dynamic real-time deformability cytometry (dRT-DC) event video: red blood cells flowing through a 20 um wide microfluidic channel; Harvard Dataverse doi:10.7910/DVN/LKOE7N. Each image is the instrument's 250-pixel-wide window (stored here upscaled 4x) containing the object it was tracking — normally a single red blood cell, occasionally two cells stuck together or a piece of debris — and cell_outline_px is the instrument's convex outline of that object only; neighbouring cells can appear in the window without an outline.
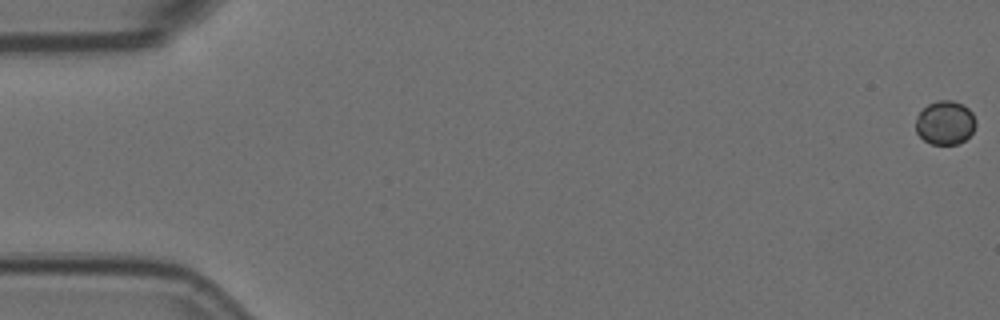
{"species": "Egyptian fruit bat (a non-hibernating species)", "species_latin": "Rousettus aegyptiacus", "temperature_condition": "room temperature", "stored_images_in_passage": 58, "camera_frame_rate_fps": 3000, "um_per_image_px": 0.085, "animal": {"sex": "female"}, "frame": {"image": 1, "passage_image": 1, "time_ms": 0.0, "image_size_px": [1000, 320], "cell_outline_px": [[976, 124], [972, 132], [964, 140], [956, 144], [932, 144], [924, 140], [916, 132], [916, 116], [928, 104], [940, 100], [952, 100], [964, 104], [972, 112], [976, 120]], "centroid_in_image_um": [80.34, 10.42], "position_along_channel_um": 4.7, "area_um2": 15.32}}
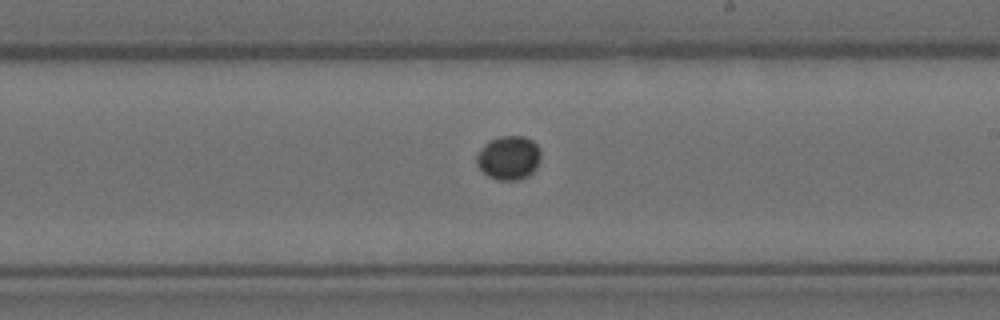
{"frame": {"image": 2, "passage_image": 34, "time_ms": 11.0, "image_size_px": [1000, 320], "cell_outline_px": [[540, 160], [536, 168], [528, 176], [516, 180], [496, 180], [488, 176], [476, 164], [476, 156], [484, 144], [488, 140], [500, 136], [524, 136], [532, 140], [540, 148]], "centroid_in_image_um": [43.24, 13.4], "position_along_channel_um": 245.8, "area_um2": 16.53}}
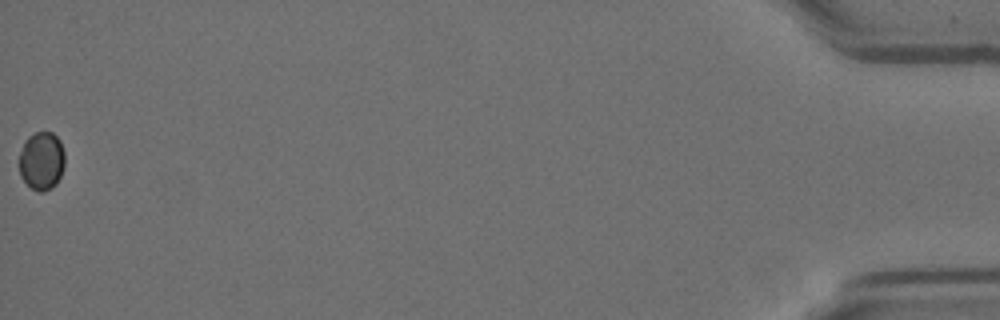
{"frame": {"image": 3, "passage_image": 58, "time_ms": 19.0, "image_size_px": [1000, 320], "cell_outline_px": [[64, 168], [56, 184], [52, 188], [44, 192], [36, 192], [20, 176], [20, 152], [24, 140], [28, 136], [36, 132], [52, 132], [60, 140], [64, 152]], "centroid_in_image_um": [3.55, 13.67], "position_along_channel_um": 431.7, "area_um2": 15.61}}